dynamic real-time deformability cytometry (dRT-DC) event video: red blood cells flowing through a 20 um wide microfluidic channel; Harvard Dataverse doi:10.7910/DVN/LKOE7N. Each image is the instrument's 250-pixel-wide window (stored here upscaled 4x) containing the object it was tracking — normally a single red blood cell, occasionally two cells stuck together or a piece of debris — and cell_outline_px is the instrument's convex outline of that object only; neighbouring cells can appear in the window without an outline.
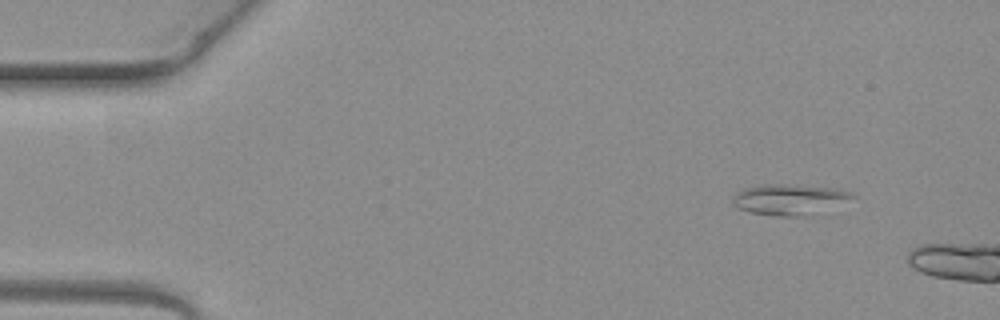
{"species": "common noctule bat (a hibernating species)", "species_latin": "Nyctalus noctula", "temperature_condition": "warm", "stored_images_in_passage": 2, "camera_frame_rate_fps": 3000, "um_per_image_px": 0.085, "animal": {"sex": "female", "body_mass_g": 19.3, "forearm_length_mm": 54.1}, "frame": {"image": 1, "passage_image": 1, "time_ms": 0.0, "image_size_px": [1000, 320], "cell_outline_px": [[856, 196], [796, 216], [776, 216], [752, 212], [740, 208], [732, 204], [732, 196], [736, 192], [748, 188], [764, 184], [780, 184], [836, 188], [852, 192]], "centroid_in_image_um": [66.94, 16.91], "position_along_channel_um": 18.1, "area_um2": 20.06}}